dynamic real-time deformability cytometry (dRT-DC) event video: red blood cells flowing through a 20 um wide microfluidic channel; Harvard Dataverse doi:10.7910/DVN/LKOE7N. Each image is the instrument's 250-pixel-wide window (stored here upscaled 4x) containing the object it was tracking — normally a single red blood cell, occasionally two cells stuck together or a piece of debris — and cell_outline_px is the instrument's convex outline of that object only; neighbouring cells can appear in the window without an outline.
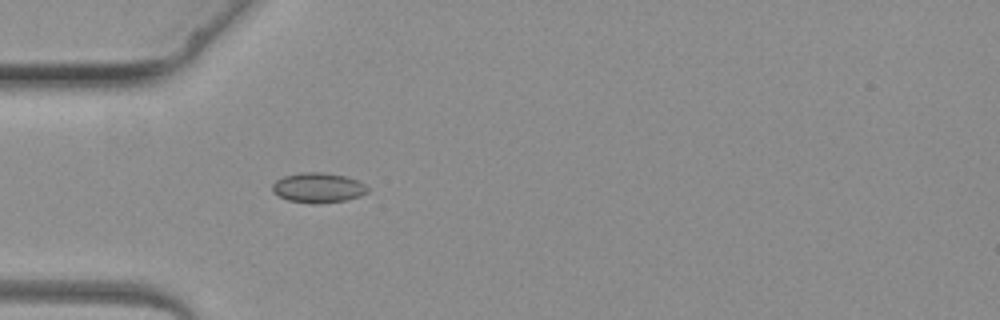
{"species": "common noctule bat (a hibernating species)", "species_latin": "Nyctalus noctula", "temperature_condition": "warm", "stored_images_in_passage": 3, "camera_frame_rate_fps": 3000, "um_per_image_px": 0.085, "animal": {"sex": "female", "body_mass_g": 19.3, "forearm_length_mm": 54.1}, "frame": {"image": 1, "passage_image": 3, "time_ms": 3.0, "image_size_px": [1000, 320], "cell_outline_px": [[368, 192], [360, 196], [344, 200], [316, 204], [312, 204], [288, 200], [272, 192], [272, 184], [276, 180], [284, 176], [300, 172], [320, 172], [344, 176], [356, 180], [364, 184], [368, 188]], "centroid_in_image_um": [27.01, 15.96], "position_along_channel_um": 58.0, "area_um2": 16.53}}